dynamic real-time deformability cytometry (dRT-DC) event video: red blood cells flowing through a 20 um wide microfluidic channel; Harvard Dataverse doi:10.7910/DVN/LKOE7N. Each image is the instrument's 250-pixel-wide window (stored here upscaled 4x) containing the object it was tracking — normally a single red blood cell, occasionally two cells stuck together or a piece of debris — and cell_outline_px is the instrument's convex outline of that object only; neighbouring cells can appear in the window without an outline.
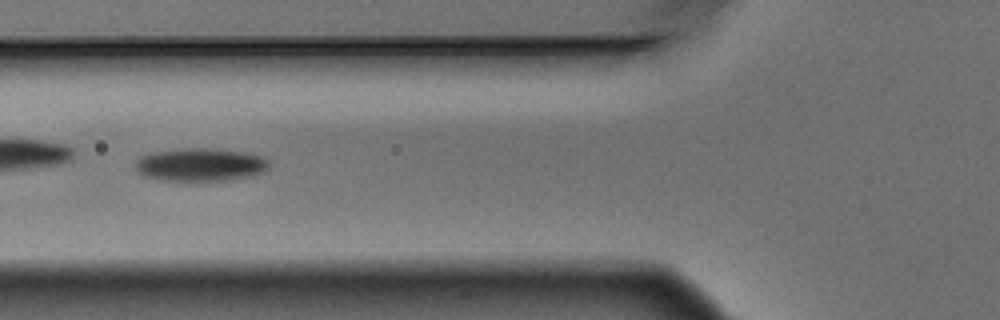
{"species": "Egyptian fruit bat (a non-hibernating species)", "species_latin": "Rousettus aegyptiacus", "temperature_condition": "warm", "stored_images_in_passage": 2, "camera_frame_rate_fps": 3000, "um_per_image_px": 0.085, "animal": {"sex": "male"}, "frame": {"image": 1, "passage_image": 2, "time_ms": 0.333, "image_size_px": [1000, 320], "cell_outline_px": [[268, 172], [252, 176], [232, 180], [196, 184], [192, 184], [156, 180], [144, 176], [136, 168], [136, 160], [140, 156], [152, 152], [188, 148], [216, 148], [252, 152], [264, 156], [268, 160]], "centroid_in_image_um": [17.09, 14.05], "position_along_channel_um": 108.7, "area_um2": 27.4}}